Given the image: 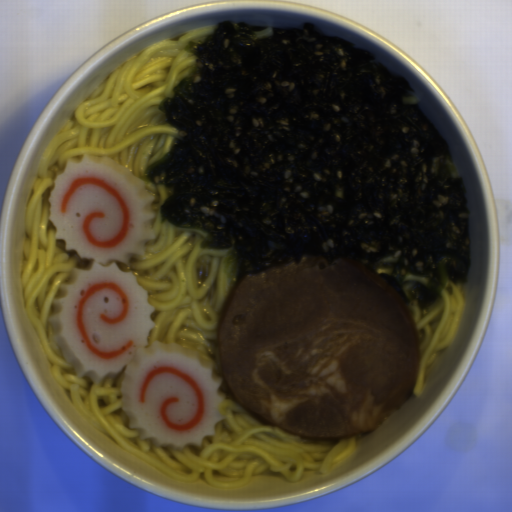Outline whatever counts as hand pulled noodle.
Instances as JSON below:
<instances>
[{
    "label": "hand pulled noodle",
    "instance_id": "1",
    "mask_svg": "<svg viewBox=\"0 0 512 512\" xmlns=\"http://www.w3.org/2000/svg\"><path fill=\"white\" fill-rule=\"evenodd\" d=\"M215 26L167 38L134 56L92 92L47 144L25 206L22 299L54 380L69 389L84 419L112 441L185 483L202 479L215 488L244 487L253 474H279L293 483L305 470L328 472L355 450L356 434L303 438L276 429L236 401L224 381L219 389L226 398L223 419L213 426V436L203 437L200 447H161L129 428L122 410L125 374L102 384L77 377L57 348L50 323L71 270L88 263L55 238L49 196L68 159L106 157L143 181L154 196V240L144 244L143 257L116 265L134 275L154 309L148 347L157 341L182 345L222 378L217 328L240 281L225 271L223 250L202 248L205 231L161 221L160 205L168 191L146 173L148 165L167 154L178 132L160 102L173 97L174 87L190 74L196 62L190 42L199 44Z\"/></svg>",
    "mask_w": 512,
    "mask_h": 512
},
{
    "label": "hand pulled noodle",
    "instance_id": "2",
    "mask_svg": "<svg viewBox=\"0 0 512 512\" xmlns=\"http://www.w3.org/2000/svg\"><path fill=\"white\" fill-rule=\"evenodd\" d=\"M418 331L420 357L417 377L411 394H421L428 366L454 339L464 308L463 283H445L439 297L426 307L405 302Z\"/></svg>",
    "mask_w": 512,
    "mask_h": 512
}]
</instances>
